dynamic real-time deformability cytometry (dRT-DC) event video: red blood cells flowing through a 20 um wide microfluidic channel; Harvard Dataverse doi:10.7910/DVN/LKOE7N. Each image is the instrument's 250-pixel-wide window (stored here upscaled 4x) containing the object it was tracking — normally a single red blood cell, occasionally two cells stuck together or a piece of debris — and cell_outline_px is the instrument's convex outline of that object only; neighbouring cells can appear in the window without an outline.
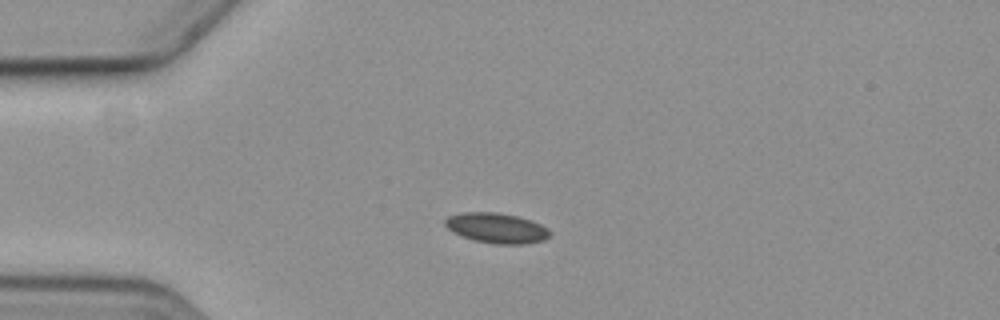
{"species": "common noctule bat (a hibernating species)", "species_latin": "Nyctalus noctula", "temperature_condition": "cold", "stored_images_in_passage": 6, "camera_frame_rate_fps": 3000, "um_per_image_px": 0.085, "animal": {"sex": "female", "body_mass_g": 19.3, "forearm_length_mm": 54.1}, "frame": {"image": 1, "passage_image": 5, "time_ms": 4.667, "image_size_px": [1000, 320], "cell_outline_px": [[552, 236], [544, 240], [524, 244], [492, 244], [476, 240], [452, 232], [444, 224], [444, 220], [448, 216], [460, 212], [496, 212], [516, 216], [532, 220], [548, 228], [552, 232]], "centroid_in_image_um": [42.24, 19.38], "position_along_channel_um": 42.8, "area_um2": 18.55}}